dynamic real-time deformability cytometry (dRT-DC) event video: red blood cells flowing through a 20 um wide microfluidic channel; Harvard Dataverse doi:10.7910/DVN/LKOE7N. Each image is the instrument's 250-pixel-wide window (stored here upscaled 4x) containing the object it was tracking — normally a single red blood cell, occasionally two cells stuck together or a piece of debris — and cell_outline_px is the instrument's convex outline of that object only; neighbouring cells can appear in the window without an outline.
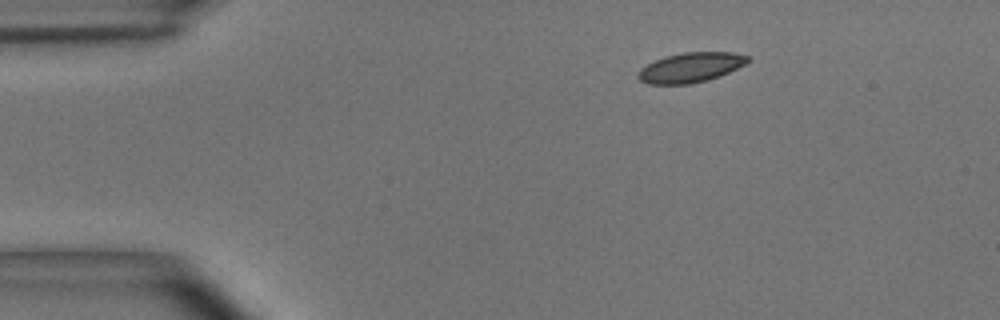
{"species": "common noctule bat (a hibernating species)", "species_latin": "Nyctalus noctula", "temperature_condition": "room temperature", "stored_images_in_passage": 2, "camera_frame_rate_fps": 3000, "um_per_image_px": 0.085, "animal": {"sex": "male", "body_mass_g": 15.6}, "frame": {"image": 1, "passage_image": 1, "time_ms": 0.0, "image_size_px": [1000, 320], "cell_outline_px": [[752, 60], [720, 76], [708, 80], [688, 84], [648, 84], [640, 80], [636, 76], [640, 68], [664, 56], [684, 52], [732, 52], [748, 56]], "centroid_in_image_um": [58.69, 5.73], "position_along_channel_um": 26.3, "area_um2": 19.02}}